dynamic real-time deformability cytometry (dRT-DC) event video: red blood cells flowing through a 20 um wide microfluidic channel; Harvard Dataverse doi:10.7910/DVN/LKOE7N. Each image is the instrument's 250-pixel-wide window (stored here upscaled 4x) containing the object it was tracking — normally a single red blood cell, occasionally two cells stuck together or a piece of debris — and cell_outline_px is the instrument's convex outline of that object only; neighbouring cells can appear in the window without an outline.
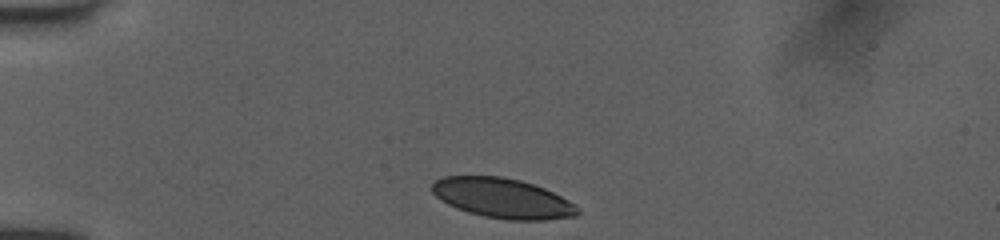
{"species": "human", "species_latin": "Homo sapiens", "temperature_condition": "room temperature", "stored_images_in_passage": 6, "camera_frame_rate_fps": 3000, "um_per_image_px": 0.085, "donor": {"sex": "female"}, "frame": {"image": 1, "passage_image": 1, "time_ms": 0.0, "image_size_px": [1000, 240], "cell_outline_px": [[580, 212], [576, 216], [544, 220], [508, 220], [484, 216], [468, 212], [456, 208], [440, 200], [432, 192], [432, 184], [436, 180], [444, 176], [500, 176], [520, 180], [544, 188], [568, 200]], "centroid_in_image_um": [42.69, 16.85], "position_along_channel_um": 42.3, "area_um2": 33.58}}
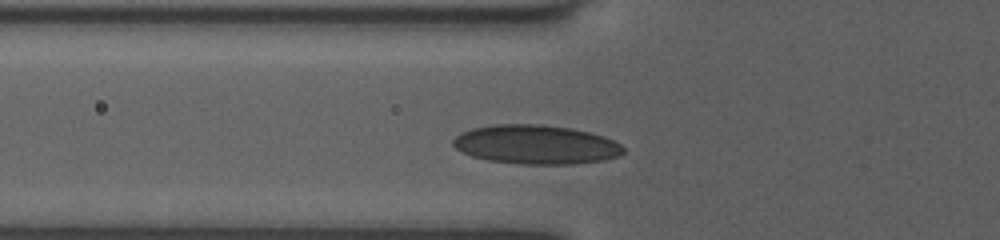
{"frame": {"image": 2, "passage_image": 4, "time_ms": 1.0, "image_size_px": [1000, 240], "cell_outline_px": [[624, 152], [616, 156], [604, 160], [576, 164], [520, 164], [488, 160], [472, 156], [460, 152], [452, 144], [452, 140], [460, 132], [472, 128], [496, 124], [536, 124], [568, 128], [588, 132], [604, 136], [620, 144], [624, 148]], "centroid_in_image_um": [45.51, 12.29], "position_along_channel_um": 80.3, "area_um2": 38.73}}
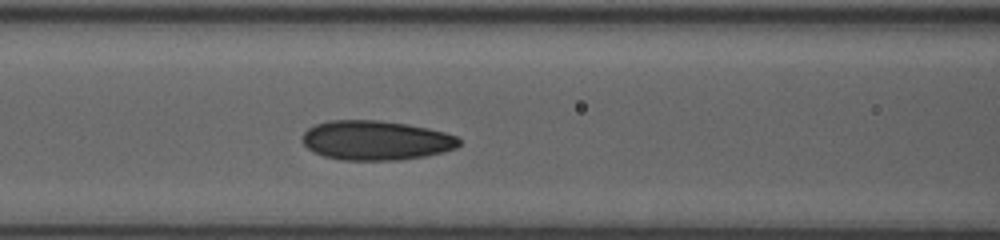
{"frame": {"image": 3, "passage_image": 6, "time_ms": 1.667, "image_size_px": [1000, 240], "cell_outline_px": [[460, 144], [456, 148], [444, 152], [424, 156], [400, 160], [340, 160], [324, 156], [308, 148], [304, 144], [304, 132], [308, 128], [316, 124], [328, 120], [380, 120], [408, 124], [428, 128], [444, 132], [456, 136], [460, 140]], "centroid_in_image_um": [31.98, 11.93], "position_along_channel_um": 134.6, "area_um2": 36.07}}